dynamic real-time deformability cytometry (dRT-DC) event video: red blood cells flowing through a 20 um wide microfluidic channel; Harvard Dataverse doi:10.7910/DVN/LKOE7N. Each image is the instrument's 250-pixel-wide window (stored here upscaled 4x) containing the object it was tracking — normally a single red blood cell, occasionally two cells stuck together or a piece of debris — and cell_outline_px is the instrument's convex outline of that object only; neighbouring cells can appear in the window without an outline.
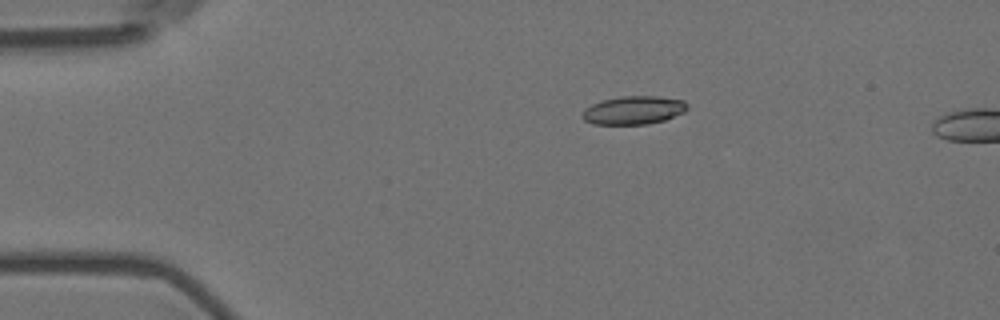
{"species": "Egyptian fruit bat (a non-hibernating species)", "species_latin": "Rousettus aegyptiacus", "temperature_condition": "room temperature", "stored_images_in_passage": 4, "camera_frame_rate_fps": 3000, "um_per_image_px": 0.085, "animal": {"sex": "female"}, "frame": {"image": 1, "passage_image": 3, "time_ms": 0.667, "image_size_px": [1000, 320], "cell_outline_px": [[688, 108], [684, 112], [664, 120], [648, 124], [592, 124], [584, 120], [580, 116], [584, 108], [592, 104], [604, 100], [620, 96], [656, 96], [684, 100], [688, 104]], "centroid_in_image_um": [53.84, 9.37], "position_along_channel_um": 31.2, "area_um2": 17.4}}